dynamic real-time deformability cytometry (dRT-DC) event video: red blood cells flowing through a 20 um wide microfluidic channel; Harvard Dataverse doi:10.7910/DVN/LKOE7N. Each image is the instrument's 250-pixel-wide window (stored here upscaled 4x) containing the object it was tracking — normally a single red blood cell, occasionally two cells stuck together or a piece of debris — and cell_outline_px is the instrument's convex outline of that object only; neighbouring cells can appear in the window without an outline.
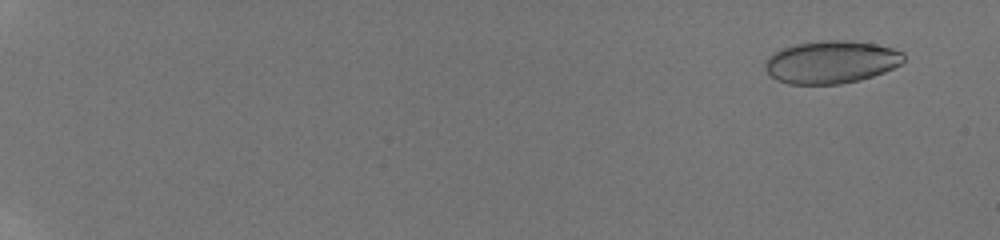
{"species": "human", "species_latin": "Homo sapiens", "temperature_condition": "room temperature", "stored_images_in_passage": 61, "camera_frame_rate_fps": 3000, "um_per_image_px": 0.085, "donor": {"sex": "male"}, "frame": {"image": 1, "passage_image": 9, "time_ms": 1.333, "image_size_px": [1000, 240], "cell_outline_px": [[904, 60], [900, 64], [884, 72], [860, 80], [840, 84], [788, 84], [776, 80], [768, 76], [764, 68], [764, 60], [772, 52], [796, 44], [820, 40], [848, 40], [876, 44], [892, 48], [904, 52]], "centroid_in_image_um": [70.6, 5.27], "position_along_channel_um": 14.4, "area_um2": 34.85}}
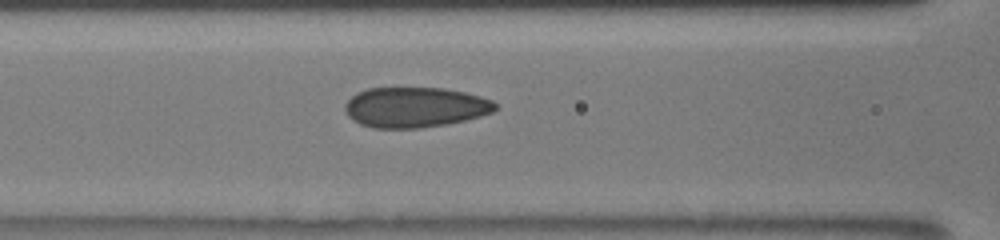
{"frame": {"image": 2, "passage_image": 33, "time_ms": 9.667, "image_size_px": [1000, 240], "cell_outline_px": [[496, 108], [492, 112], [480, 116], [464, 120], [444, 124], [420, 128], [372, 128], [360, 124], [352, 120], [348, 116], [344, 108], [344, 104], [356, 92], [368, 88], [444, 88], [464, 92], [480, 96], [492, 100], [496, 104]], "centroid_in_image_um": [35.24, 9.11], "position_along_channel_um": 131.4, "area_um2": 35.26}}
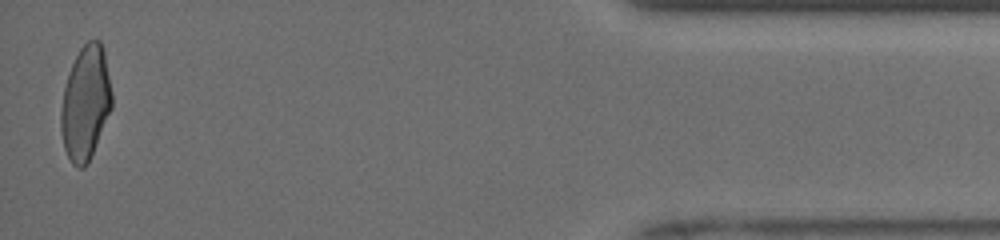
{"frame": {"image": 3, "passage_image": 61, "time_ms": 18.667, "image_size_px": [1000, 240], "cell_outline_px": [[112, 108], [88, 164], [84, 168], [76, 168], [72, 164], [64, 148], [60, 128], [60, 112], [64, 88], [68, 72], [80, 48], [88, 40], [100, 40], [104, 52], [112, 92]], "centroid_in_image_um": [7.26, 8.78], "position_along_channel_um": 427.9, "area_um2": 33.99}, "authors_computed_cell_mechanics": {"area_um2": 34.7956, "velocity_mm_per_s": 3.9658, "shape_relaxation_time_tau1_ms": 7.1838, "shape_relaxation_time_tau2_ms": 0.6759, "deformation_change_tau1": 0.1714, "deformation_change_tau2": 0.068}}